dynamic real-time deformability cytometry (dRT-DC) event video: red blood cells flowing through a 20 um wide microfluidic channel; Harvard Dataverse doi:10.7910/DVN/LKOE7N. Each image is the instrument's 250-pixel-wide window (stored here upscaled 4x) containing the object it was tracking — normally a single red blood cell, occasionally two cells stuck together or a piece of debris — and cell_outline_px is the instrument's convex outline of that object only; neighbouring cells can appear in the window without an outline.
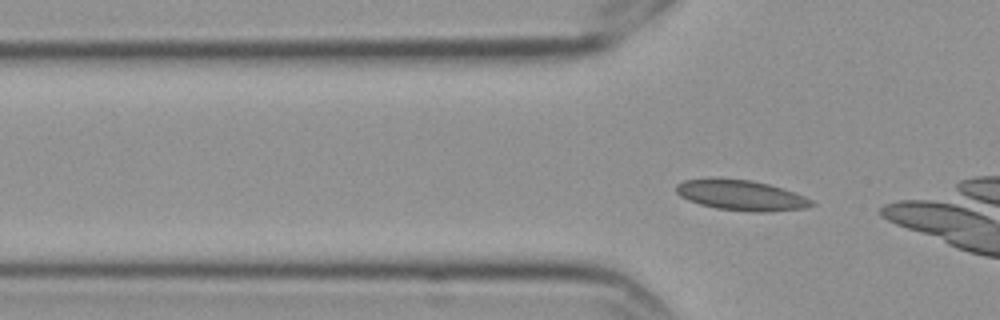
{"species": "Egyptian fruit bat (a non-hibernating species)", "species_latin": "Rousettus aegyptiacus", "temperature_condition": "cold", "stored_images_in_passage": 3, "segment_of_instrument_passage": [2, 2], "camera_frame_rate_fps": 3000, "um_per_image_px": 0.085, "frame": {"image": 1, "passage_image": 3, "time_ms": 0.667, "image_size_px": [1000, 320], "cell_outline_px": [[816, 204], [808, 208], [768, 212], [748, 212], [716, 208], [700, 204], [688, 200], [680, 196], [676, 192], [676, 184], [684, 180], [752, 180], [768, 184], [804, 196], [812, 200]], "centroid_in_image_um": [63.04, 16.64], "position_along_channel_um": 62.8, "area_um2": 23.47}}